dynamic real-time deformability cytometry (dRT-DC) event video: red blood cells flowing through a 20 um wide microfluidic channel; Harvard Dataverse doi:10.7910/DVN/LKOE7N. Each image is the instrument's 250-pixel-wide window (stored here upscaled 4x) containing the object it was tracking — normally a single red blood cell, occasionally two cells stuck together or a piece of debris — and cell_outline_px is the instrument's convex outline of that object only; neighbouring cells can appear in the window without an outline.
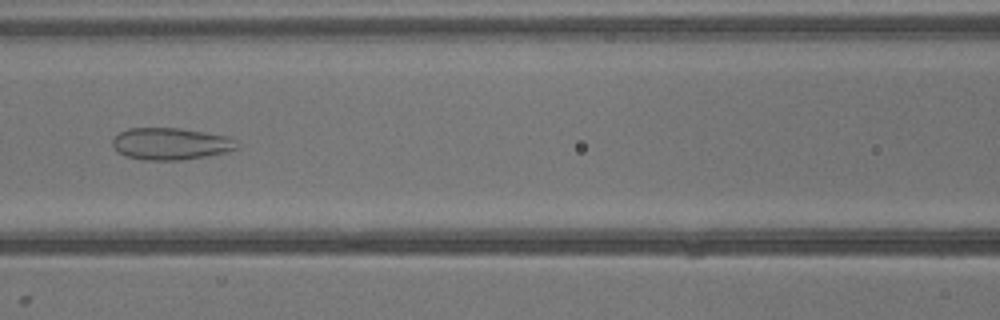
{"species": "common noctule bat (a hibernating species)", "species_latin": "Nyctalus noctula", "temperature_condition": "warm", "stored_images_in_passage": 39, "camera_frame_rate_fps": 3000, "um_per_image_px": 0.085, "animal": {"sex": "male", "body_mass_g": 13.3}, "frame": {"image": 1, "passage_image": 17, "time_ms": 5.333, "image_size_px": [1000, 320], "cell_outline_px": [[240, 144], [236, 148], [228, 152], [208, 156], [180, 160], [144, 160], [128, 156], [120, 152], [112, 144], [112, 140], [120, 132], [128, 128], [176, 128], [232, 136]], "centroid_in_image_um": [14.58, 12.22], "position_along_channel_um": 152.0, "area_um2": 23.18}}
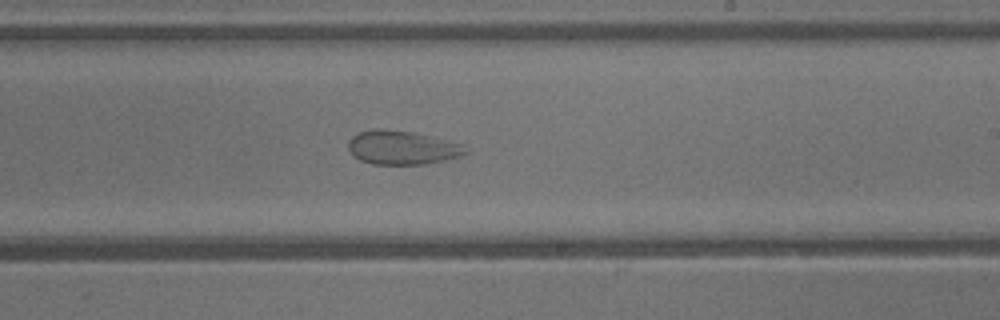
{"frame": {"image": 2, "passage_image": 23, "time_ms": 7.333, "image_size_px": [1000, 320], "cell_outline_px": [[468, 152], [460, 156], [444, 160], [424, 164], [372, 164], [360, 160], [348, 148], [348, 140], [352, 136], [360, 132], [380, 128], [412, 132], [448, 140], [464, 144]], "centroid_in_image_um": [34.2, 12.54], "position_along_channel_um": 254.8, "area_um2": 22.95}}
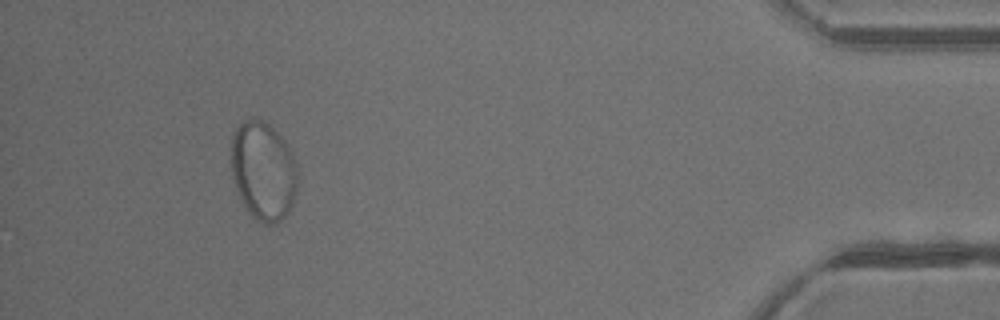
{"frame": {"image": 3, "passage_image": 36, "time_ms": 11.667, "image_size_px": [1000, 320], "cell_outline_px": [[300, 172], [292, 204], [288, 212], [276, 224], [264, 224], [256, 220], [252, 216], [244, 204], [236, 188], [232, 176], [232, 136], [236, 128], [244, 120], [260, 120], [268, 124], [284, 140]], "centroid_in_image_um": [22.39, 14.55], "position_along_channel_um": 412.8, "area_um2": 37.86}}